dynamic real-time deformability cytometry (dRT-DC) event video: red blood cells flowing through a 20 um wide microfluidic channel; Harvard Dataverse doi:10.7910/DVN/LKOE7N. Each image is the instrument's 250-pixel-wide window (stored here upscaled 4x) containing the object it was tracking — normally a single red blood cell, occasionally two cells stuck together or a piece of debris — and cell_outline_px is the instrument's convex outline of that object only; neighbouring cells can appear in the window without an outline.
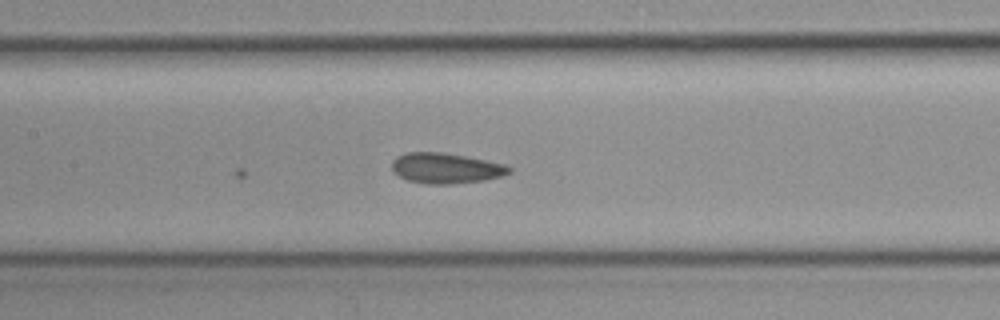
{"species": "common noctule bat (a hibernating species)", "species_latin": "Nyctalus noctula", "temperature_condition": "cold", "stored_images_in_passage": 12, "camera_frame_rate_fps": 3000, "um_per_image_px": 0.085, "animal": {"sex": "female", "body_mass_g": 19.3, "forearm_length_mm": 54.1}, "frame": {"image": 1, "passage_image": 12, "time_ms": 3.667, "image_size_px": [1000, 320], "cell_outline_px": [[512, 172], [504, 176], [484, 180], [452, 184], [428, 184], [408, 180], [392, 172], [392, 160], [396, 156], [408, 152], [440, 152], [464, 156], [504, 164], [512, 168]], "centroid_in_image_um": [37.89, 14.3], "position_along_channel_um": 169.5, "area_um2": 20.81}}